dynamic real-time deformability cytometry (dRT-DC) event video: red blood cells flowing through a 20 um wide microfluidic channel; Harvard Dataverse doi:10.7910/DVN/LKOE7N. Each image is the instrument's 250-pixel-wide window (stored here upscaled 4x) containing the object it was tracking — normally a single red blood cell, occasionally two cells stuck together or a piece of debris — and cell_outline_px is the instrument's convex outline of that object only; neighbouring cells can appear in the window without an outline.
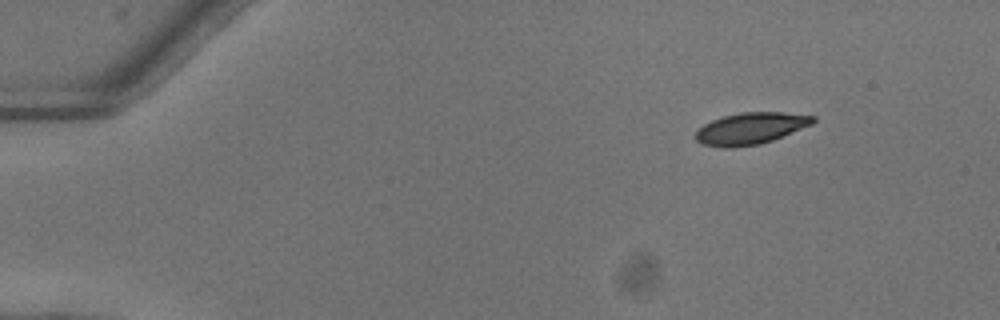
{"species": "common noctule bat (a hibernating species)", "species_latin": "Nyctalus noctula", "temperature_condition": "warm", "stored_images_in_passage": 46, "camera_frame_rate_fps": 3000, "um_per_image_px": 0.085, "animal": {"sex": "female"}, "frame": {"image": 1, "passage_image": 1, "time_ms": 0.0, "image_size_px": [1000, 320], "cell_outline_px": [[816, 120], [812, 124], [772, 140], [760, 144], [732, 148], [724, 148], [700, 144], [696, 140], [696, 132], [704, 124], [712, 120], [724, 116], [740, 112], [780, 112], [816, 116]], "centroid_in_image_um": [63.78, 10.92], "position_along_channel_um": 21.2, "area_um2": 21.62}}
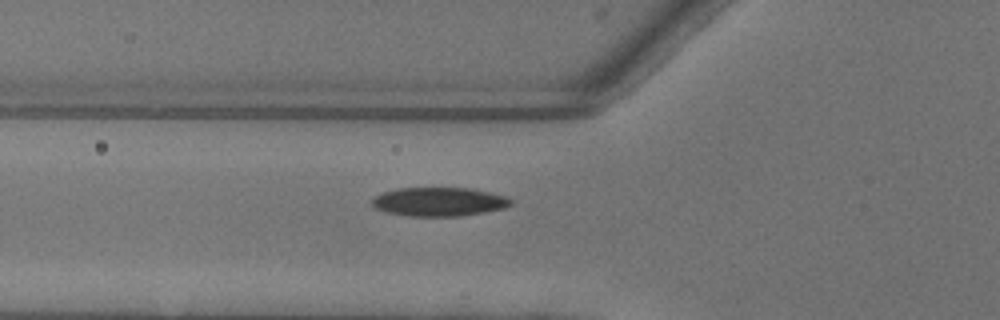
{"frame": {"image": 2, "passage_image": 14, "time_ms": 4.333, "image_size_px": [1000, 320], "cell_outline_px": [[512, 204], [504, 208], [484, 212], [460, 216], [408, 216], [388, 212], [376, 208], [372, 204], [372, 200], [380, 192], [396, 188], [468, 188], [508, 196], [512, 200]], "centroid_in_image_um": [37.32, 17.14], "position_along_channel_um": 88.5, "area_um2": 23.29}}
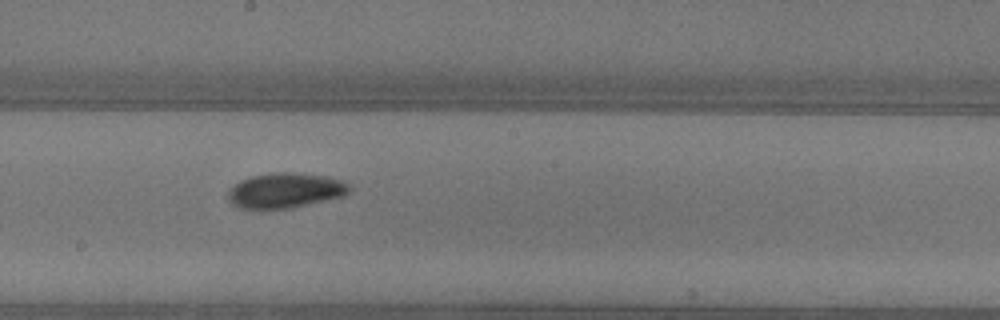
{"frame": {"image": 3, "passage_image": 24, "time_ms": 7.667, "image_size_px": [1000, 320], "cell_outline_px": [[352, 188], [344, 196], [292, 208], [240, 208], [232, 204], [228, 200], [228, 192], [240, 180], [252, 176], [272, 172], [288, 172], [328, 176], [344, 180], [352, 184]], "centroid_in_image_um": [24.31, 16.18], "position_along_channel_um": 223.9, "area_um2": 24.91}, "authors_computed_cell_mechanics": {"area_um2": 22.6287, "velocity_mm_per_s": 4.0371, "shape_relaxation_time_tau1_ms": 4.551, "shape_relaxation_time_tau2_ms": 5.2499, "deformation_change_tau1": 0.1512, "deformation_change_tau2": 0.0801}}